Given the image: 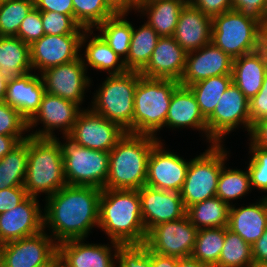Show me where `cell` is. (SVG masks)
Listing matches in <instances>:
<instances>
[{"label": "cell", "mask_w": 267, "mask_h": 267, "mask_svg": "<svg viewBox=\"0 0 267 267\" xmlns=\"http://www.w3.org/2000/svg\"><path fill=\"white\" fill-rule=\"evenodd\" d=\"M101 193L102 189L94 186L65 185L45 198L43 228L51 230L57 245L85 239L94 226L98 227Z\"/></svg>", "instance_id": "6da1fadb"}, {"label": "cell", "mask_w": 267, "mask_h": 267, "mask_svg": "<svg viewBox=\"0 0 267 267\" xmlns=\"http://www.w3.org/2000/svg\"><path fill=\"white\" fill-rule=\"evenodd\" d=\"M98 228L109 240L121 245L145 244L147 233L142 221L139 191L102 189Z\"/></svg>", "instance_id": "7a4b0ae2"}, {"label": "cell", "mask_w": 267, "mask_h": 267, "mask_svg": "<svg viewBox=\"0 0 267 267\" xmlns=\"http://www.w3.org/2000/svg\"><path fill=\"white\" fill-rule=\"evenodd\" d=\"M160 138L126 132L109 152L106 189L138 190L147 179L148 158Z\"/></svg>", "instance_id": "3957f363"}, {"label": "cell", "mask_w": 267, "mask_h": 267, "mask_svg": "<svg viewBox=\"0 0 267 267\" xmlns=\"http://www.w3.org/2000/svg\"><path fill=\"white\" fill-rule=\"evenodd\" d=\"M67 185L61 148L55 138L28 136V163L24 188L28 196L53 195Z\"/></svg>", "instance_id": "277c9868"}, {"label": "cell", "mask_w": 267, "mask_h": 267, "mask_svg": "<svg viewBox=\"0 0 267 267\" xmlns=\"http://www.w3.org/2000/svg\"><path fill=\"white\" fill-rule=\"evenodd\" d=\"M176 80L148 78L140 75L134 94L133 133L155 137L166 127V117Z\"/></svg>", "instance_id": "5b68a950"}, {"label": "cell", "mask_w": 267, "mask_h": 267, "mask_svg": "<svg viewBox=\"0 0 267 267\" xmlns=\"http://www.w3.org/2000/svg\"><path fill=\"white\" fill-rule=\"evenodd\" d=\"M140 75L137 71L108 75L94 93L90 108L133 133L134 94Z\"/></svg>", "instance_id": "8992f818"}, {"label": "cell", "mask_w": 267, "mask_h": 267, "mask_svg": "<svg viewBox=\"0 0 267 267\" xmlns=\"http://www.w3.org/2000/svg\"><path fill=\"white\" fill-rule=\"evenodd\" d=\"M266 29L237 10L212 17L211 42L232 59L261 48Z\"/></svg>", "instance_id": "52a82bcc"}, {"label": "cell", "mask_w": 267, "mask_h": 267, "mask_svg": "<svg viewBox=\"0 0 267 267\" xmlns=\"http://www.w3.org/2000/svg\"><path fill=\"white\" fill-rule=\"evenodd\" d=\"M223 144H210L199 156L190 159L180 191L185 208L216 196L218 179L229 152Z\"/></svg>", "instance_id": "ba28073f"}, {"label": "cell", "mask_w": 267, "mask_h": 267, "mask_svg": "<svg viewBox=\"0 0 267 267\" xmlns=\"http://www.w3.org/2000/svg\"><path fill=\"white\" fill-rule=\"evenodd\" d=\"M61 143L64 175L67 185L94 186L104 189L109 172V152L93 150L78 145L68 136Z\"/></svg>", "instance_id": "9c48e42d"}, {"label": "cell", "mask_w": 267, "mask_h": 267, "mask_svg": "<svg viewBox=\"0 0 267 267\" xmlns=\"http://www.w3.org/2000/svg\"><path fill=\"white\" fill-rule=\"evenodd\" d=\"M208 141L212 144H223V139L234 129L243 126L251 133L249 100L232 82L221 96L213 113L206 119Z\"/></svg>", "instance_id": "30bf717a"}, {"label": "cell", "mask_w": 267, "mask_h": 267, "mask_svg": "<svg viewBox=\"0 0 267 267\" xmlns=\"http://www.w3.org/2000/svg\"><path fill=\"white\" fill-rule=\"evenodd\" d=\"M198 229L183 218L160 223L148 233L145 245L151 252L177 258L190 257L194 249Z\"/></svg>", "instance_id": "8fae6325"}, {"label": "cell", "mask_w": 267, "mask_h": 267, "mask_svg": "<svg viewBox=\"0 0 267 267\" xmlns=\"http://www.w3.org/2000/svg\"><path fill=\"white\" fill-rule=\"evenodd\" d=\"M81 110L78 104L45 92L38 111L28 121V134L32 137L53 139L56 138L53 131L60 129L63 136H68ZM39 122L44 127L30 133V130L39 125Z\"/></svg>", "instance_id": "7c38bea8"}, {"label": "cell", "mask_w": 267, "mask_h": 267, "mask_svg": "<svg viewBox=\"0 0 267 267\" xmlns=\"http://www.w3.org/2000/svg\"><path fill=\"white\" fill-rule=\"evenodd\" d=\"M125 133L117 123L88 107L78 114L68 137L83 147L110 152Z\"/></svg>", "instance_id": "4fadbf2b"}, {"label": "cell", "mask_w": 267, "mask_h": 267, "mask_svg": "<svg viewBox=\"0 0 267 267\" xmlns=\"http://www.w3.org/2000/svg\"><path fill=\"white\" fill-rule=\"evenodd\" d=\"M45 92L72 101L81 106L91 85V78L86 76L82 55L69 63L48 68L40 73Z\"/></svg>", "instance_id": "5bb4252c"}, {"label": "cell", "mask_w": 267, "mask_h": 267, "mask_svg": "<svg viewBox=\"0 0 267 267\" xmlns=\"http://www.w3.org/2000/svg\"><path fill=\"white\" fill-rule=\"evenodd\" d=\"M189 161L165 150L162 141L153 148L148 158L145 185L165 191L180 192L185 181Z\"/></svg>", "instance_id": "9a60e30c"}, {"label": "cell", "mask_w": 267, "mask_h": 267, "mask_svg": "<svg viewBox=\"0 0 267 267\" xmlns=\"http://www.w3.org/2000/svg\"><path fill=\"white\" fill-rule=\"evenodd\" d=\"M82 34L44 35L30 45L33 70H44L78 59Z\"/></svg>", "instance_id": "2e32d148"}, {"label": "cell", "mask_w": 267, "mask_h": 267, "mask_svg": "<svg viewBox=\"0 0 267 267\" xmlns=\"http://www.w3.org/2000/svg\"><path fill=\"white\" fill-rule=\"evenodd\" d=\"M139 191L142 221L148 233L154 226L186 216L180 192L142 186Z\"/></svg>", "instance_id": "e0dca14e"}, {"label": "cell", "mask_w": 267, "mask_h": 267, "mask_svg": "<svg viewBox=\"0 0 267 267\" xmlns=\"http://www.w3.org/2000/svg\"><path fill=\"white\" fill-rule=\"evenodd\" d=\"M233 59L212 42L187 52L186 66L179 83L188 87L198 81L232 74Z\"/></svg>", "instance_id": "ac0fdd59"}, {"label": "cell", "mask_w": 267, "mask_h": 267, "mask_svg": "<svg viewBox=\"0 0 267 267\" xmlns=\"http://www.w3.org/2000/svg\"><path fill=\"white\" fill-rule=\"evenodd\" d=\"M43 212L37 197L28 196L13 209L0 213V243L22 239L40 233Z\"/></svg>", "instance_id": "d6986e66"}, {"label": "cell", "mask_w": 267, "mask_h": 267, "mask_svg": "<svg viewBox=\"0 0 267 267\" xmlns=\"http://www.w3.org/2000/svg\"><path fill=\"white\" fill-rule=\"evenodd\" d=\"M42 230L40 233L3 244L5 267H36L46 263L56 252L57 244Z\"/></svg>", "instance_id": "ffe728a7"}, {"label": "cell", "mask_w": 267, "mask_h": 267, "mask_svg": "<svg viewBox=\"0 0 267 267\" xmlns=\"http://www.w3.org/2000/svg\"><path fill=\"white\" fill-rule=\"evenodd\" d=\"M85 240H69L57 245L60 267H114L121 244L114 241H110L112 245L87 244Z\"/></svg>", "instance_id": "44dd1931"}, {"label": "cell", "mask_w": 267, "mask_h": 267, "mask_svg": "<svg viewBox=\"0 0 267 267\" xmlns=\"http://www.w3.org/2000/svg\"><path fill=\"white\" fill-rule=\"evenodd\" d=\"M187 52L173 36L159 37L147 66L140 72L144 77L180 81L186 66Z\"/></svg>", "instance_id": "7402d4cb"}, {"label": "cell", "mask_w": 267, "mask_h": 267, "mask_svg": "<svg viewBox=\"0 0 267 267\" xmlns=\"http://www.w3.org/2000/svg\"><path fill=\"white\" fill-rule=\"evenodd\" d=\"M212 17L191 4L182 8L173 38L186 51L197 50L211 43Z\"/></svg>", "instance_id": "603a6c76"}, {"label": "cell", "mask_w": 267, "mask_h": 267, "mask_svg": "<svg viewBox=\"0 0 267 267\" xmlns=\"http://www.w3.org/2000/svg\"><path fill=\"white\" fill-rule=\"evenodd\" d=\"M36 72L8 80L5 102L16 109L27 121L38 111L45 94L41 75Z\"/></svg>", "instance_id": "cb8c5ba5"}, {"label": "cell", "mask_w": 267, "mask_h": 267, "mask_svg": "<svg viewBox=\"0 0 267 267\" xmlns=\"http://www.w3.org/2000/svg\"><path fill=\"white\" fill-rule=\"evenodd\" d=\"M187 127L201 131L208 140L207 122L200 112L194 94L188 87L180 85L172 95L166 117V128Z\"/></svg>", "instance_id": "d4e9b609"}, {"label": "cell", "mask_w": 267, "mask_h": 267, "mask_svg": "<svg viewBox=\"0 0 267 267\" xmlns=\"http://www.w3.org/2000/svg\"><path fill=\"white\" fill-rule=\"evenodd\" d=\"M227 228L250 245L255 243L267 229V197L248 206L231 205Z\"/></svg>", "instance_id": "484cf974"}, {"label": "cell", "mask_w": 267, "mask_h": 267, "mask_svg": "<svg viewBox=\"0 0 267 267\" xmlns=\"http://www.w3.org/2000/svg\"><path fill=\"white\" fill-rule=\"evenodd\" d=\"M267 57L262 48L233 59L232 82L250 100L263 85Z\"/></svg>", "instance_id": "4316f807"}, {"label": "cell", "mask_w": 267, "mask_h": 267, "mask_svg": "<svg viewBox=\"0 0 267 267\" xmlns=\"http://www.w3.org/2000/svg\"><path fill=\"white\" fill-rule=\"evenodd\" d=\"M91 34L94 35L92 38ZM86 41L88 43L85 48L84 58L82 57L86 70H88L87 67H92L98 71H106L108 75H118L128 71L124 60L108 46L99 34H94L93 29L84 30L81 37V50L85 47Z\"/></svg>", "instance_id": "83f0119b"}, {"label": "cell", "mask_w": 267, "mask_h": 267, "mask_svg": "<svg viewBox=\"0 0 267 267\" xmlns=\"http://www.w3.org/2000/svg\"><path fill=\"white\" fill-rule=\"evenodd\" d=\"M180 0H140L137 11L146 15L148 23L160 37L173 36L179 15L185 6Z\"/></svg>", "instance_id": "f1b7e54d"}, {"label": "cell", "mask_w": 267, "mask_h": 267, "mask_svg": "<svg viewBox=\"0 0 267 267\" xmlns=\"http://www.w3.org/2000/svg\"><path fill=\"white\" fill-rule=\"evenodd\" d=\"M32 71L30 45L17 36H0V72L9 80Z\"/></svg>", "instance_id": "f546056e"}, {"label": "cell", "mask_w": 267, "mask_h": 267, "mask_svg": "<svg viewBox=\"0 0 267 267\" xmlns=\"http://www.w3.org/2000/svg\"><path fill=\"white\" fill-rule=\"evenodd\" d=\"M159 37L146 22L138 29L133 26L129 52L124 61L128 71L141 72L147 66Z\"/></svg>", "instance_id": "4dcf8cb0"}, {"label": "cell", "mask_w": 267, "mask_h": 267, "mask_svg": "<svg viewBox=\"0 0 267 267\" xmlns=\"http://www.w3.org/2000/svg\"><path fill=\"white\" fill-rule=\"evenodd\" d=\"M229 209L227 203L214 196L186 208V216L198 230L227 227Z\"/></svg>", "instance_id": "1f68e13d"}, {"label": "cell", "mask_w": 267, "mask_h": 267, "mask_svg": "<svg viewBox=\"0 0 267 267\" xmlns=\"http://www.w3.org/2000/svg\"><path fill=\"white\" fill-rule=\"evenodd\" d=\"M126 16V13H116L95 27L108 46L124 61L127 59L133 31V24Z\"/></svg>", "instance_id": "d6a6232c"}, {"label": "cell", "mask_w": 267, "mask_h": 267, "mask_svg": "<svg viewBox=\"0 0 267 267\" xmlns=\"http://www.w3.org/2000/svg\"><path fill=\"white\" fill-rule=\"evenodd\" d=\"M28 163V137L0 160V190L24 186Z\"/></svg>", "instance_id": "836d02e7"}, {"label": "cell", "mask_w": 267, "mask_h": 267, "mask_svg": "<svg viewBox=\"0 0 267 267\" xmlns=\"http://www.w3.org/2000/svg\"><path fill=\"white\" fill-rule=\"evenodd\" d=\"M232 83V75H220L198 81L188 88L194 94L201 114L207 119L214 111L223 93Z\"/></svg>", "instance_id": "e575fe53"}, {"label": "cell", "mask_w": 267, "mask_h": 267, "mask_svg": "<svg viewBox=\"0 0 267 267\" xmlns=\"http://www.w3.org/2000/svg\"><path fill=\"white\" fill-rule=\"evenodd\" d=\"M224 240L225 227L199 229L191 257L211 267H216Z\"/></svg>", "instance_id": "d590c367"}, {"label": "cell", "mask_w": 267, "mask_h": 267, "mask_svg": "<svg viewBox=\"0 0 267 267\" xmlns=\"http://www.w3.org/2000/svg\"><path fill=\"white\" fill-rule=\"evenodd\" d=\"M216 267H254L252 245L225 227V240Z\"/></svg>", "instance_id": "8d00e7d4"}, {"label": "cell", "mask_w": 267, "mask_h": 267, "mask_svg": "<svg viewBox=\"0 0 267 267\" xmlns=\"http://www.w3.org/2000/svg\"><path fill=\"white\" fill-rule=\"evenodd\" d=\"M252 190L248 170L227 168L224 165L221 169L217 184L216 196L229 206L231 201L249 194ZM231 202V203H230Z\"/></svg>", "instance_id": "74e56055"}, {"label": "cell", "mask_w": 267, "mask_h": 267, "mask_svg": "<svg viewBox=\"0 0 267 267\" xmlns=\"http://www.w3.org/2000/svg\"><path fill=\"white\" fill-rule=\"evenodd\" d=\"M74 19L85 29H93L116 13L105 0H72Z\"/></svg>", "instance_id": "f35d334b"}, {"label": "cell", "mask_w": 267, "mask_h": 267, "mask_svg": "<svg viewBox=\"0 0 267 267\" xmlns=\"http://www.w3.org/2000/svg\"><path fill=\"white\" fill-rule=\"evenodd\" d=\"M34 0H4L0 5V36H16Z\"/></svg>", "instance_id": "ab89813d"}, {"label": "cell", "mask_w": 267, "mask_h": 267, "mask_svg": "<svg viewBox=\"0 0 267 267\" xmlns=\"http://www.w3.org/2000/svg\"><path fill=\"white\" fill-rule=\"evenodd\" d=\"M41 20L45 35L83 34L85 28L70 15L41 11Z\"/></svg>", "instance_id": "60d3db41"}, {"label": "cell", "mask_w": 267, "mask_h": 267, "mask_svg": "<svg viewBox=\"0 0 267 267\" xmlns=\"http://www.w3.org/2000/svg\"><path fill=\"white\" fill-rule=\"evenodd\" d=\"M249 145L251 158L247 170L251 188L255 187L261 192H267V150L255 145L251 140ZM264 197H267V195Z\"/></svg>", "instance_id": "b9f144b4"}, {"label": "cell", "mask_w": 267, "mask_h": 267, "mask_svg": "<svg viewBox=\"0 0 267 267\" xmlns=\"http://www.w3.org/2000/svg\"><path fill=\"white\" fill-rule=\"evenodd\" d=\"M114 267H152V252L145 244L120 245Z\"/></svg>", "instance_id": "7bdbcfd3"}, {"label": "cell", "mask_w": 267, "mask_h": 267, "mask_svg": "<svg viewBox=\"0 0 267 267\" xmlns=\"http://www.w3.org/2000/svg\"><path fill=\"white\" fill-rule=\"evenodd\" d=\"M28 121L5 101L0 102V134L8 136H29Z\"/></svg>", "instance_id": "ee69618b"}, {"label": "cell", "mask_w": 267, "mask_h": 267, "mask_svg": "<svg viewBox=\"0 0 267 267\" xmlns=\"http://www.w3.org/2000/svg\"><path fill=\"white\" fill-rule=\"evenodd\" d=\"M44 35L41 11L34 7L22 21L16 36L26 44L31 45Z\"/></svg>", "instance_id": "f6af8a7d"}, {"label": "cell", "mask_w": 267, "mask_h": 267, "mask_svg": "<svg viewBox=\"0 0 267 267\" xmlns=\"http://www.w3.org/2000/svg\"><path fill=\"white\" fill-rule=\"evenodd\" d=\"M234 10L259 22L267 30L266 0H232Z\"/></svg>", "instance_id": "bcb514c9"}, {"label": "cell", "mask_w": 267, "mask_h": 267, "mask_svg": "<svg viewBox=\"0 0 267 267\" xmlns=\"http://www.w3.org/2000/svg\"><path fill=\"white\" fill-rule=\"evenodd\" d=\"M251 130L253 125L261 119L267 118V71L263 85L259 92L249 100Z\"/></svg>", "instance_id": "7dc6e473"}, {"label": "cell", "mask_w": 267, "mask_h": 267, "mask_svg": "<svg viewBox=\"0 0 267 267\" xmlns=\"http://www.w3.org/2000/svg\"><path fill=\"white\" fill-rule=\"evenodd\" d=\"M27 197L28 194L24 186H16L0 190V213L13 209Z\"/></svg>", "instance_id": "c3c4849f"}, {"label": "cell", "mask_w": 267, "mask_h": 267, "mask_svg": "<svg viewBox=\"0 0 267 267\" xmlns=\"http://www.w3.org/2000/svg\"><path fill=\"white\" fill-rule=\"evenodd\" d=\"M189 4L210 17L233 9L232 0H190Z\"/></svg>", "instance_id": "681fc988"}, {"label": "cell", "mask_w": 267, "mask_h": 267, "mask_svg": "<svg viewBox=\"0 0 267 267\" xmlns=\"http://www.w3.org/2000/svg\"><path fill=\"white\" fill-rule=\"evenodd\" d=\"M34 6L39 11H54L74 18L72 0H34Z\"/></svg>", "instance_id": "f907efd6"}, {"label": "cell", "mask_w": 267, "mask_h": 267, "mask_svg": "<svg viewBox=\"0 0 267 267\" xmlns=\"http://www.w3.org/2000/svg\"><path fill=\"white\" fill-rule=\"evenodd\" d=\"M254 266H267V229L263 235L252 244Z\"/></svg>", "instance_id": "816d5d0a"}, {"label": "cell", "mask_w": 267, "mask_h": 267, "mask_svg": "<svg viewBox=\"0 0 267 267\" xmlns=\"http://www.w3.org/2000/svg\"><path fill=\"white\" fill-rule=\"evenodd\" d=\"M249 136V140H251L255 145L267 150V118L256 122L253 125Z\"/></svg>", "instance_id": "f5cc1de1"}, {"label": "cell", "mask_w": 267, "mask_h": 267, "mask_svg": "<svg viewBox=\"0 0 267 267\" xmlns=\"http://www.w3.org/2000/svg\"><path fill=\"white\" fill-rule=\"evenodd\" d=\"M108 6L115 12V13H128L132 11L137 12L138 8V0H105Z\"/></svg>", "instance_id": "db71d44e"}, {"label": "cell", "mask_w": 267, "mask_h": 267, "mask_svg": "<svg viewBox=\"0 0 267 267\" xmlns=\"http://www.w3.org/2000/svg\"><path fill=\"white\" fill-rule=\"evenodd\" d=\"M28 136H8L0 134V160Z\"/></svg>", "instance_id": "11a10c76"}, {"label": "cell", "mask_w": 267, "mask_h": 267, "mask_svg": "<svg viewBox=\"0 0 267 267\" xmlns=\"http://www.w3.org/2000/svg\"><path fill=\"white\" fill-rule=\"evenodd\" d=\"M178 258L152 252V267H177Z\"/></svg>", "instance_id": "9f6ffc18"}, {"label": "cell", "mask_w": 267, "mask_h": 267, "mask_svg": "<svg viewBox=\"0 0 267 267\" xmlns=\"http://www.w3.org/2000/svg\"><path fill=\"white\" fill-rule=\"evenodd\" d=\"M177 267H211L207 264L198 261L197 259L190 257L186 258H178V266Z\"/></svg>", "instance_id": "6f0895ef"}, {"label": "cell", "mask_w": 267, "mask_h": 267, "mask_svg": "<svg viewBox=\"0 0 267 267\" xmlns=\"http://www.w3.org/2000/svg\"><path fill=\"white\" fill-rule=\"evenodd\" d=\"M8 79L0 72V102L5 101Z\"/></svg>", "instance_id": "680465c9"}, {"label": "cell", "mask_w": 267, "mask_h": 267, "mask_svg": "<svg viewBox=\"0 0 267 267\" xmlns=\"http://www.w3.org/2000/svg\"><path fill=\"white\" fill-rule=\"evenodd\" d=\"M36 267H60L58 252H56L46 263Z\"/></svg>", "instance_id": "91938a15"}, {"label": "cell", "mask_w": 267, "mask_h": 267, "mask_svg": "<svg viewBox=\"0 0 267 267\" xmlns=\"http://www.w3.org/2000/svg\"><path fill=\"white\" fill-rule=\"evenodd\" d=\"M261 48L264 50L265 55L267 57V30L264 32Z\"/></svg>", "instance_id": "94428289"}, {"label": "cell", "mask_w": 267, "mask_h": 267, "mask_svg": "<svg viewBox=\"0 0 267 267\" xmlns=\"http://www.w3.org/2000/svg\"><path fill=\"white\" fill-rule=\"evenodd\" d=\"M0 267H5L3 244H0Z\"/></svg>", "instance_id": "6125c7cd"}, {"label": "cell", "mask_w": 267, "mask_h": 267, "mask_svg": "<svg viewBox=\"0 0 267 267\" xmlns=\"http://www.w3.org/2000/svg\"><path fill=\"white\" fill-rule=\"evenodd\" d=\"M265 17H266V21H267V0H266V11H265Z\"/></svg>", "instance_id": "be15d7a7"}, {"label": "cell", "mask_w": 267, "mask_h": 267, "mask_svg": "<svg viewBox=\"0 0 267 267\" xmlns=\"http://www.w3.org/2000/svg\"><path fill=\"white\" fill-rule=\"evenodd\" d=\"M180 1H184L186 4H188L190 0H180Z\"/></svg>", "instance_id": "e7e4bbea"}]
</instances>
